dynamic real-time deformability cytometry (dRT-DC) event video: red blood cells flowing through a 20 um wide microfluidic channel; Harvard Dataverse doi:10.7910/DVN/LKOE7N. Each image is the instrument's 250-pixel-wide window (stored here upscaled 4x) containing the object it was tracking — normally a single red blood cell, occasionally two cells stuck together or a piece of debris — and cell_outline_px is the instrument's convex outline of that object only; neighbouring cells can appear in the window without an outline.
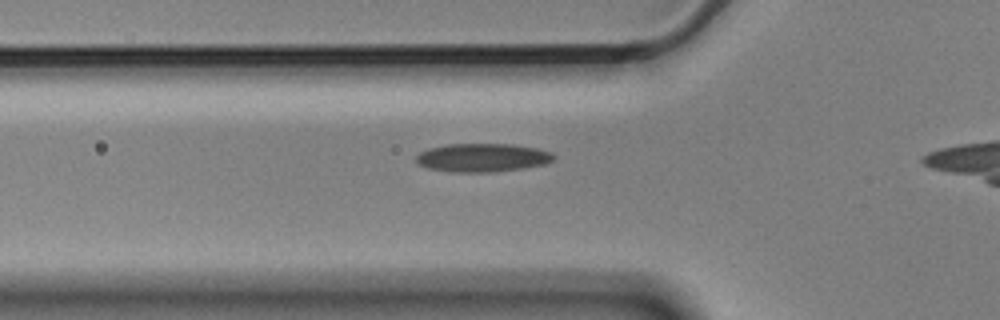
{"species": "Egyptian fruit bat (a non-hibernating species)", "species_latin": "Rousettus aegyptiacus", "temperature_condition": "cold", "stored_images_in_passage": 39, "camera_frame_rate_fps": 3000, "um_per_image_px": 0.085, "animal": {"sex": "male"}, "frame": {"image": 1, "passage_image": 12, "time_ms": 3.667, "image_size_px": [1000, 320], "cell_outline_px": [[556, 156], [552, 160], [544, 164], [524, 168], [496, 172], [448, 172], [428, 168], [416, 164], [416, 156], [420, 152], [428, 148], [448, 144], [512, 144], [536, 148], [552, 152]], "centroid_in_image_um": [40.98, 13.4], "position_along_channel_um": 84.8, "area_um2": 23.0}}
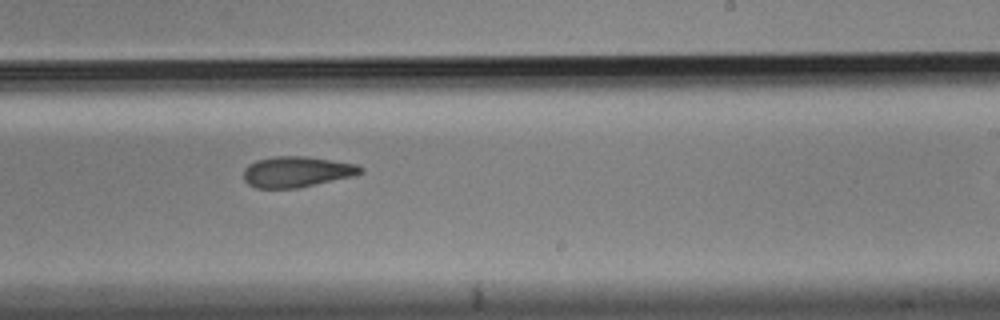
{"frame": {"image": 2, "passage_image": 27, "time_ms": 8.667, "image_size_px": [1000, 320], "cell_outline_px": [[364, 172], [356, 176], [296, 188], [256, 188], [248, 184], [244, 180], [244, 168], [248, 164], [256, 160], [272, 156], [304, 156], [356, 164], [364, 168]], "centroid_in_image_um": [25.23, 14.6], "position_along_channel_um": 263.8, "area_um2": 21.1}}
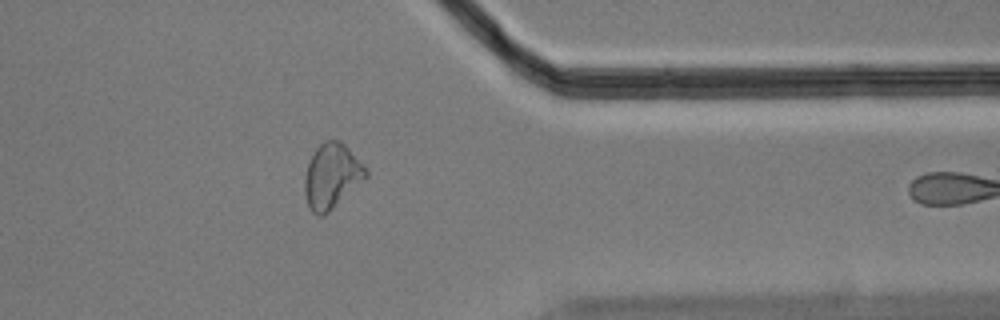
{"frame": {"image": 3, "passage_image": 38, "time_ms": 12.333, "image_size_px": [1000, 320], "cell_outline_px": [[368, 176], [364, 180], [324, 216], [316, 216], [312, 212], [308, 204], [304, 192], [304, 176], [308, 164], [316, 148], [324, 140], [340, 140], [348, 148], [368, 172]], "centroid_in_image_um": [28.17, 14.98], "position_along_channel_um": 383.2, "area_um2": 22.89}}